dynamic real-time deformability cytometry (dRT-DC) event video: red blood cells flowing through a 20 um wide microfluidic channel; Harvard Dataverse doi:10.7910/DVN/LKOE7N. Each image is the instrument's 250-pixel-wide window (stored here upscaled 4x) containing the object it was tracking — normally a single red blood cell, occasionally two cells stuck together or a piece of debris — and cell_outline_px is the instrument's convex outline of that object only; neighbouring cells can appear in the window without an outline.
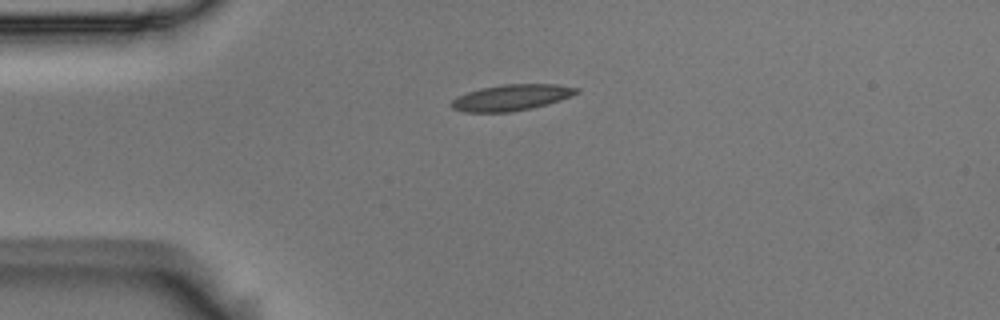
{"species": "Egyptian fruit bat (a non-hibernating species)", "species_latin": "Rousettus aegyptiacus", "temperature_condition": "room temperature", "stored_images_in_passage": 43, "camera_frame_rate_fps": 3000, "um_per_image_px": 0.085, "animal": {"sex": "male"}, "frame": {"image": 1, "passage_image": 1, "time_ms": 0.0, "image_size_px": [1000, 320], "cell_outline_px": [[580, 92], [572, 96], [548, 104], [532, 108], [508, 112], [464, 112], [452, 108], [448, 104], [456, 96], [480, 88], [504, 84], [556, 84], [580, 88]], "centroid_in_image_um": [43.46, 8.29], "position_along_channel_um": 41.5, "area_um2": 19.19}}
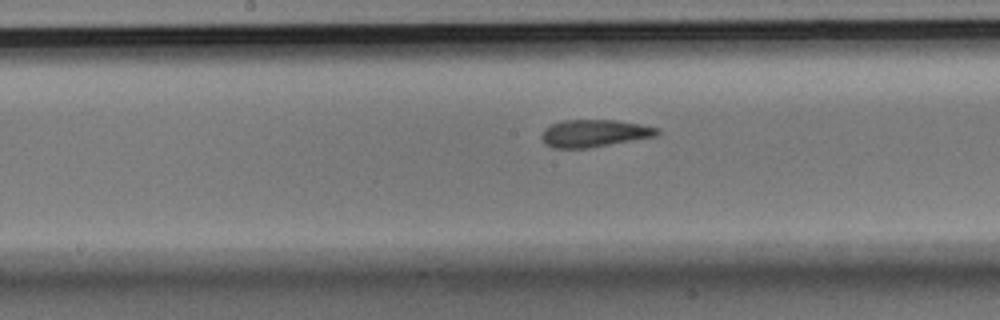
{"frame": {"image": 2, "passage_image": 16, "time_ms": 5.0, "image_size_px": [1000, 320], "cell_outline_px": [[660, 132], [656, 136], [588, 148], [552, 148], [544, 144], [540, 136], [544, 128], [552, 124], [564, 120], [616, 120], [640, 124], [656, 128]], "centroid_in_image_um": [50.45, 11.33], "position_along_channel_um": 197.7, "area_um2": 18.38}}
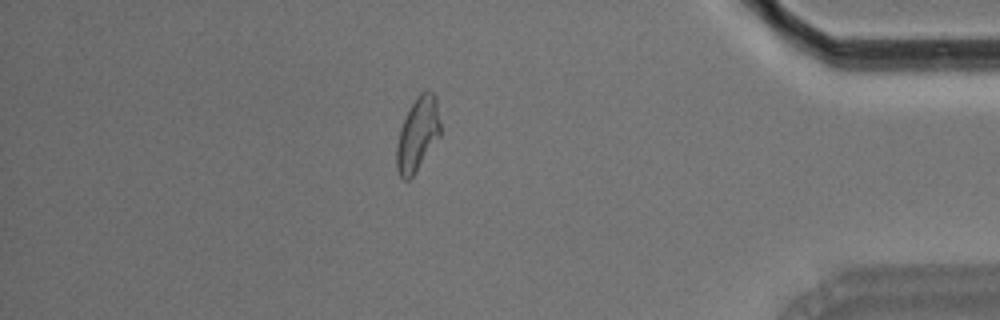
{"frame": {"image": 3, "passage_image": 36, "time_ms": 11.667, "image_size_px": [1000, 320], "cell_outline_px": [[440, 136], [412, 176], [408, 180], [404, 180], [400, 176], [396, 168], [396, 144], [400, 128], [412, 104], [420, 92], [428, 88], [436, 96], [440, 124]], "centroid_in_image_um": [35.49, 11.39], "position_along_channel_um": 399.7, "area_um2": 18.67}, "authors_computed_cell_mechanics": {"area_um2": 18.7272, "velocity_mm_per_s": 3.5815, "shape_relaxation_time_tau1_ms": 8.8082, "shape_relaxation_time_tau2_ms": 2.5196, "deformation_change_tau1": 0.2132, "deformation_change_tau2": 0.0898}}